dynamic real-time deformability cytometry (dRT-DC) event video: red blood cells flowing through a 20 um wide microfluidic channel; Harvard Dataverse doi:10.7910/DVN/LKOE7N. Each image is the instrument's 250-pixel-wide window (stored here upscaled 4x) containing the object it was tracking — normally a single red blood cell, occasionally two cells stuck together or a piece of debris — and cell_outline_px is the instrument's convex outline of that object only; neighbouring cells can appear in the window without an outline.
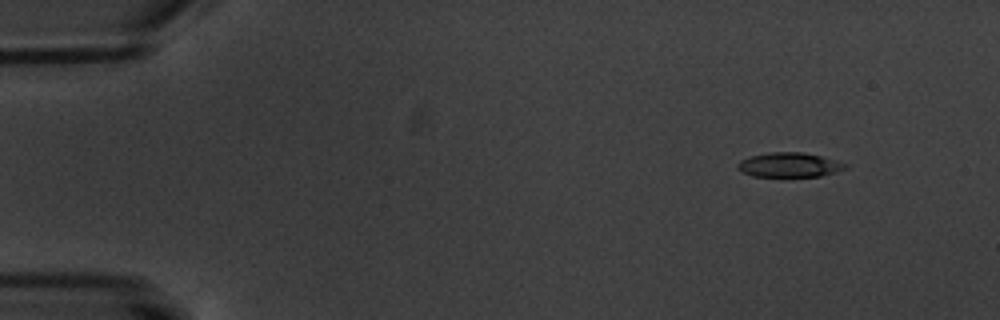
{"species": "common noctule bat (a hibernating species)", "species_latin": "Nyctalus noctula", "temperature_condition": "warm", "stored_images_in_passage": 8, "camera_frame_rate_fps": 3000, "um_per_image_px": 0.085, "animal": {"sex": "male", "body_mass_g": 20.1, "forearm_length_mm": 53.5}, "frame": {"image": 1, "passage_image": 2, "time_ms": 1.333, "image_size_px": [1000, 320], "cell_outline_px": [[848, 168], [836, 172], [820, 176], [752, 176], [740, 172], [736, 168], [736, 164], [740, 160], [748, 156], [768, 152], [804, 152], [836, 160], [848, 164]], "centroid_in_image_um": [67.05, 14.01], "position_along_channel_um": 17.9, "area_um2": 15.61}}